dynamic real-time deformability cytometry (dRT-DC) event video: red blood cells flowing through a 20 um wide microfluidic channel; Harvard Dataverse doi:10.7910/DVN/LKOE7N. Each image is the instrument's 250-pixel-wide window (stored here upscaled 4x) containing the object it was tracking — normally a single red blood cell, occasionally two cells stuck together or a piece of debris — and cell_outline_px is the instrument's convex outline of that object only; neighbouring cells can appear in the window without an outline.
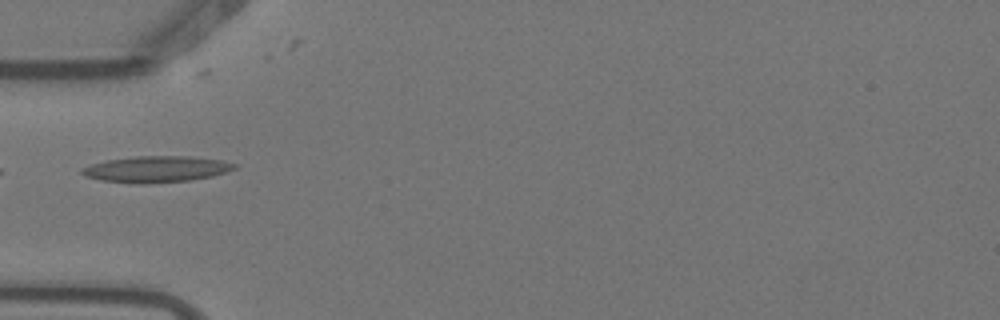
{"species": "Egyptian fruit bat (a non-hibernating species)", "species_latin": "Rousettus aegyptiacus", "temperature_condition": "warm", "stored_images_in_passage": 4, "camera_frame_rate_fps": 3000, "um_per_image_px": 0.085, "animal": {"sex": "female"}, "frame": {"image": 1, "passage_image": 3, "time_ms": 0.667, "image_size_px": [1000, 320], "cell_outline_px": [[236, 168], [212, 176], [188, 180], [140, 184], [100, 180], [84, 176], [80, 172], [80, 168], [92, 164], [108, 160], [136, 156], [192, 156], [224, 160], [236, 164]], "centroid_in_image_um": [13.27, 14.37], "position_along_channel_um": 71.7, "area_um2": 23.24}}